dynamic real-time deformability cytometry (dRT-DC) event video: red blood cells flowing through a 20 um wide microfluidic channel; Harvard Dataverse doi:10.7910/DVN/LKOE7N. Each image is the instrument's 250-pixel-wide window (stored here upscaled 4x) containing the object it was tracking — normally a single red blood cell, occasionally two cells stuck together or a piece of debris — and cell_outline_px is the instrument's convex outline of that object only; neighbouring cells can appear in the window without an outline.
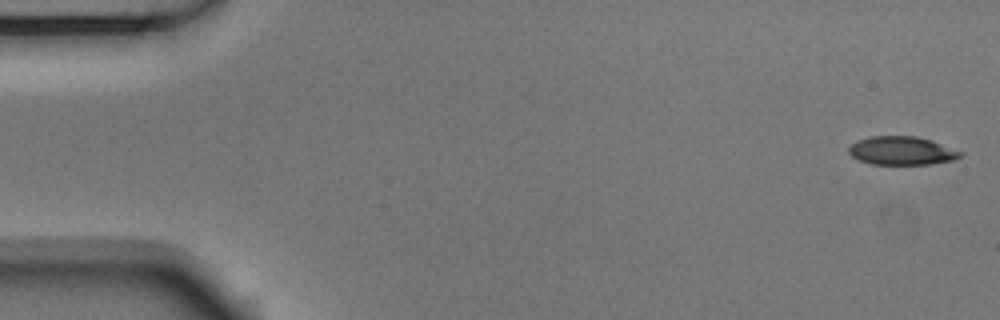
{"species": "Egyptian fruit bat (a non-hibernating species)", "species_latin": "Rousettus aegyptiacus", "temperature_condition": "room temperature", "stored_images_in_passage": 53, "camera_frame_rate_fps": 3000, "um_per_image_px": 0.085, "animal": {"sex": "male"}, "frame": {"image": 1, "passage_image": 1, "time_ms": 0.0, "image_size_px": [1000, 320], "cell_outline_px": [[964, 152], [960, 156], [952, 160], [928, 164], [872, 164], [860, 160], [852, 156], [848, 152], [848, 148], [856, 140], [872, 136], [916, 136], [932, 140]], "centroid_in_image_um": [76.64, 12.8], "position_along_channel_um": 8.4, "area_um2": 18.44}}
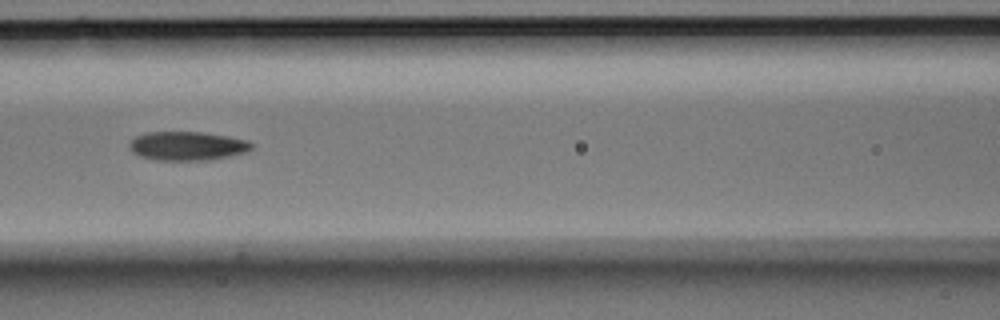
{"frame": {"image": 2, "passage_image": 23, "time_ms": 7.333, "image_size_px": [1000, 320], "cell_outline_px": [[252, 148], [244, 152], [228, 156], [208, 160], [156, 160], [140, 156], [132, 152], [128, 144], [136, 136], [148, 132], [200, 132], [228, 136], [248, 140], [252, 144]], "centroid_in_image_um": [15.9, 12.4], "position_along_channel_um": 150.7, "area_um2": 20.4}}
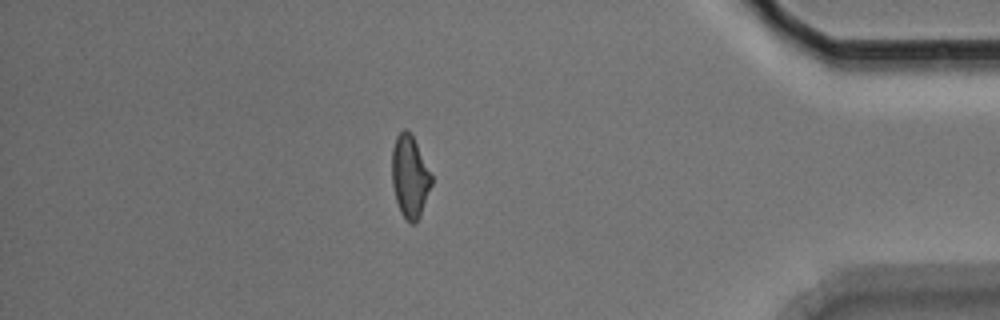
{"frame": {"image": 3, "passage_image": 46, "time_ms": 15.0, "image_size_px": [1000, 320], "cell_outline_px": [[432, 184], [420, 216], [416, 224], [408, 224], [400, 212], [396, 200], [392, 184], [392, 148], [396, 136], [404, 128], [412, 136], [432, 176]], "centroid_in_image_um": [34.82, 15.07], "position_along_channel_um": 400.4, "area_um2": 18.84}, "authors_computed_cell_mechanics": {"area_um2": 19.9988, "velocity_mm_per_s": 3.7514, "shape_relaxation_time_tau1_ms": 9.7188, "shape_relaxation_time_tau2_ms": 6.6248, "deformation_change_tau1": 0.2116, "deformation_change_tau2": 0.1572}}